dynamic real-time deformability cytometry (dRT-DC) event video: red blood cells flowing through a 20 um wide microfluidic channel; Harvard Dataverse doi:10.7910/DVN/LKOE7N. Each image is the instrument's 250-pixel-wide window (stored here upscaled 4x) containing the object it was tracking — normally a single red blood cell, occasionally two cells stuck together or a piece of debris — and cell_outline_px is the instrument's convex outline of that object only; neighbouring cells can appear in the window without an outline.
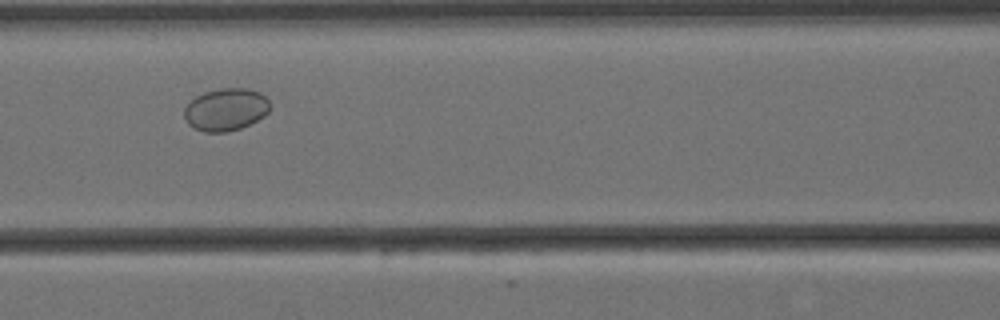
{"species": "Egyptian fruit bat (a non-hibernating species)", "species_latin": "Rousettus aegyptiacus", "temperature_condition": "cold", "stored_images_in_passage": 8, "camera_frame_rate_fps": 3000, "um_per_image_px": 0.085, "animal": {"sex": "female"}, "frame": {"image": 1, "passage_image": 5, "time_ms": 1.333, "image_size_px": [1000, 320], "cell_outline_px": [[268, 112], [264, 116], [240, 128], [224, 132], [204, 132], [192, 128], [188, 124], [184, 116], [184, 108], [196, 96], [204, 92], [220, 88], [248, 88], [260, 92], [268, 100]], "centroid_in_image_um": [19.16, 9.3], "position_along_channel_um": 147.4, "area_um2": 21.1}}
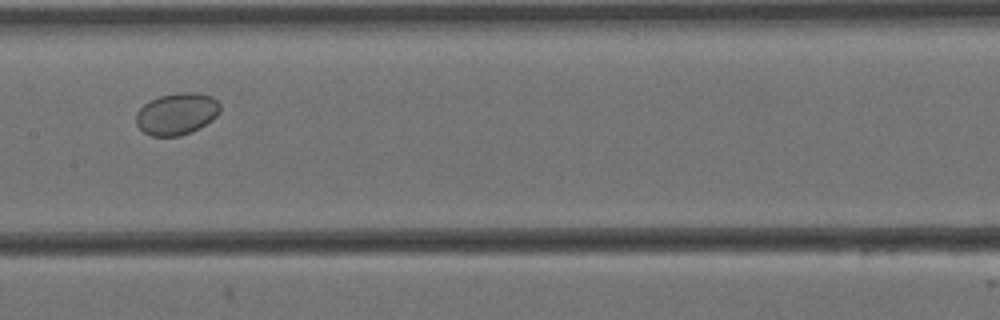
{"frame": {"image": 2, "passage_image": 6, "time_ms": 1.667, "image_size_px": [1000, 320], "cell_outline_px": [[220, 112], [212, 120], [180, 136], [152, 136], [144, 132], [136, 124], [136, 112], [148, 100], [160, 96], [176, 92], [192, 92], [212, 96], [220, 104]], "centroid_in_image_um": [15.0, 9.65], "position_along_channel_um": 192.4, "area_um2": 20.4}}
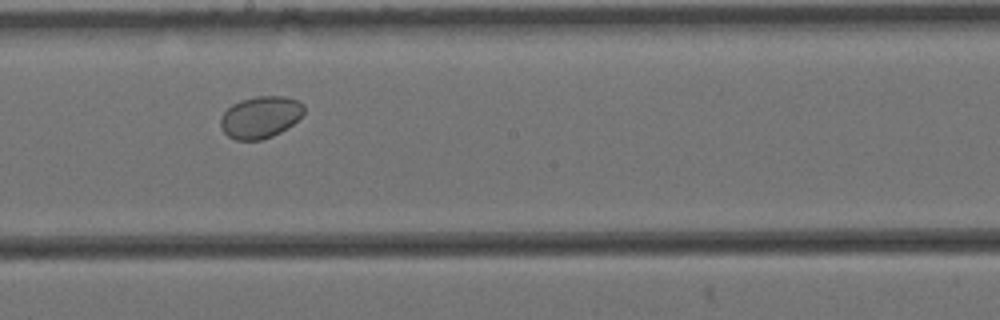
{"frame": {"image": 3, "passage_image": 7, "time_ms": 2.0, "image_size_px": [1000, 320], "cell_outline_px": [[304, 112], [292, 124], [280, 132], [272, 136], [260, 140], [236, 140], [228, 136], [220, 128], [220, 116], [232, 104], [240, 100], [256, 96], [284, 96], [300, 100], [304, 104]], "centroid_in_image_um": [22.12, 9.94], "position_along_channel_um": 226.1, "area_um2": 20.46}}